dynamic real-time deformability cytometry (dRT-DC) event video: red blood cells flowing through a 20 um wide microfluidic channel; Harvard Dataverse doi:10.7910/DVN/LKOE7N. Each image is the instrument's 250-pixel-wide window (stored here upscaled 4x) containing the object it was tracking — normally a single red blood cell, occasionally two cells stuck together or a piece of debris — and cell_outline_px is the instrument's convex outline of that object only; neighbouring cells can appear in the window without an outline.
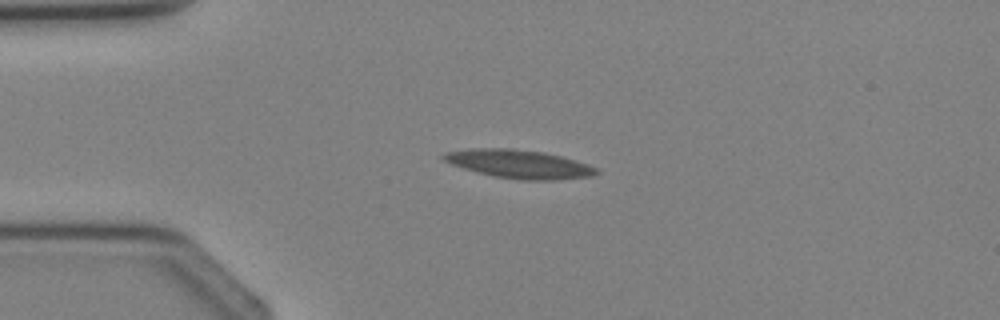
{"species": "Egyptian fruit bat (a non-hibernating species)", "species_latin": "Rousettus aegyptiacus", "temperature_condition": "cold", "stored_images_in_passage": 1, "camera_frame_rate_fps": 3000, "um_per_image_px": 0.085, "animal": {"sex": "female"}, "frame": {"image": 1, "passage_image": 1, "time_ms": 0.0, "image_size_px": [1000, 320], "cell_outline_px": [[600, 172], [592, 176], [556, 180], [520, 180], [496, 176], [464, 168], [452, 164], [444, 160], [440, 156], [444, 152], [468, 148], [512, 148], [544, 152], [560, 156], [588, 164], [596, 168]], "centroid_in_image_um": [44.12, 13.93], "position_along_channel_um": 40.9, "area_um2": 25.26}}